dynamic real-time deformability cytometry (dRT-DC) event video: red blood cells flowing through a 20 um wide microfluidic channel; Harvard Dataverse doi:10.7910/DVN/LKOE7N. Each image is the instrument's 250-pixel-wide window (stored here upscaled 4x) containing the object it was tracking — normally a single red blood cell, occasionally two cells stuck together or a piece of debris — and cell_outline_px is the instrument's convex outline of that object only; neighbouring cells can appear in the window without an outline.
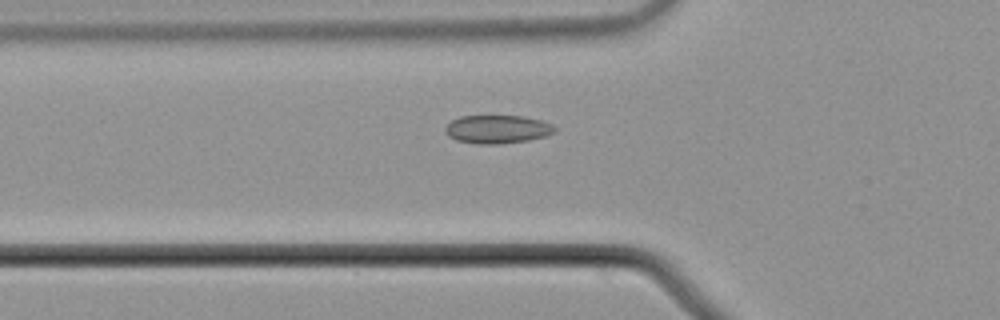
{"species": "common noctule bat (a hibernating species)", "species_latin": "Nyctalus noctula", "temperature_condition": "cold", "stored_images_in_passage": 52, "camera_frame_rate_fps": 3000, "um_per_image_px": 0.085, "animal": {"sex": "male", "body_mass_g": 21.5, "forearm_length_mm": 52.0}, "frame": {"image": 1, "passage_image": 19, "time_ms": 6.0, "image_size_px": [1000, 320], "cell_outline_px": [[556, 132], [544, 136], [528, 140], [500, 144], [476, 144], [456, 140], [448, 136], [444, 132], [444, 128], [452, 120], [460, 116], [524, 116], [540, 120], [552, 124], [556, 128]], "centroid_in_image_um": [42.26, 10.99], "position_along_channel_um": 83.5, "area_um2": 18.15}}
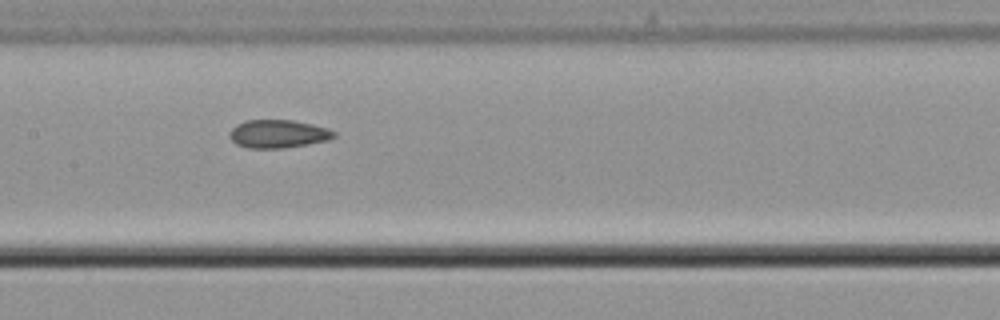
{"frame": {"image": 2, "passage_image": 27, "time_ms": 8.667, "image_size_px": [1000, 320], "cell_outline_px": [[336, 136], [328, 140], [308, 144], [284, 148], [248, 148], [236, 144], [228, 136], [228, 132], [236, 124], [248, 120], [292, 120], [312, 124], [328, 128], [336, 132]], "centroid_in_image_um": [23.63, 11.38], "position_along_channel_um": 183.8, "area_um2": 17.22}}
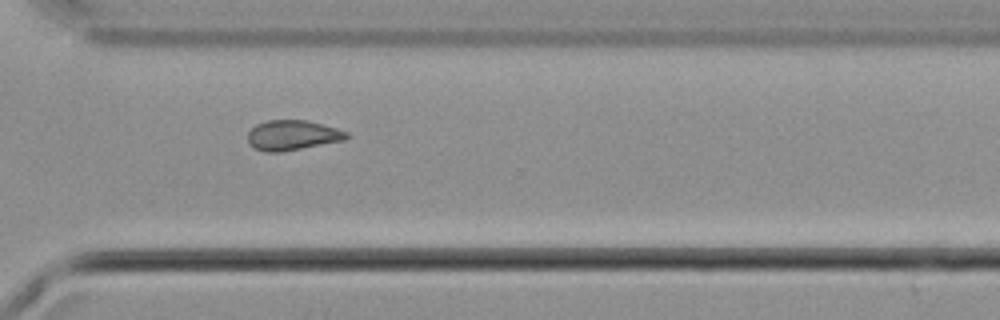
{"frame": {"image": 3, "passage_image": 40, "time_ms": 13.0, "image_size_px": [1000, 320], "cell_outline_px": [[352, 136], [344, 140], [300, 148], [276, 152], [264, 152], [252, 148], [248, 140], [248, 132], [256, 124], [268, 120], [308, 120], [336, 128], [348, 132]], "centroid_in_image_um": [24.85, 11.48], "position_along_channel_um": 345.7, "area_um2": 17.22}, "authors_computed_cell_mechanics": {"area_um2": 17.4845, "velocity_mm_per_s": 3.7454, "shape_relaxation_time_tau1_ms": null, "shape_relaxation_time_tau2_ms": 3.4933, "deformation_change_tau1": null, "deformation_change_tau2": 0.085}}